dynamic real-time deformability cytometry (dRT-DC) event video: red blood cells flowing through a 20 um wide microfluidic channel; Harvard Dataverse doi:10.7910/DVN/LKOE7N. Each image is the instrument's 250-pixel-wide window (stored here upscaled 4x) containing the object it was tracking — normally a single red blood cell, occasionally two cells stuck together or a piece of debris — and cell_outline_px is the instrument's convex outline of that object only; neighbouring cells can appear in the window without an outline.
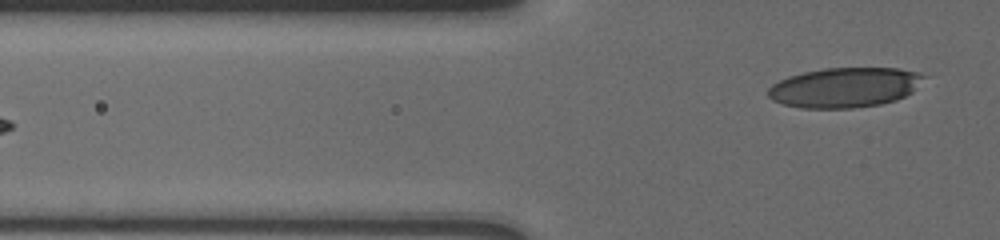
{"species": "human", "species_latin": "Homo sapiens", "temperature_condition": "cold", "stored_images_in_passage": 10, "segment_of_instrument_passage": [2, 2], "camera_frame_rate_fps": 3000, "um_per_image_px": 0.085, "donor": {"sex": "male"}, "frame": {"image": 1, "passage_image": 10, "time_ms": 8.333, "image_size_px": [1000, 240], "cell_outline_px": [[924, 76], [912, 92], [896, 100], [880, 104], [852, 108], [804, 108], [784, 104], [772, 100], [768, 96], [768, 88], [772, 84], [788, 76], [804, 72], [824, 68], [896, 68], [916, 72]], "centroid_in_image_um": [71.76, 7.43], "position_along_channel_um": 54.0, "area_um2": 35.89}}